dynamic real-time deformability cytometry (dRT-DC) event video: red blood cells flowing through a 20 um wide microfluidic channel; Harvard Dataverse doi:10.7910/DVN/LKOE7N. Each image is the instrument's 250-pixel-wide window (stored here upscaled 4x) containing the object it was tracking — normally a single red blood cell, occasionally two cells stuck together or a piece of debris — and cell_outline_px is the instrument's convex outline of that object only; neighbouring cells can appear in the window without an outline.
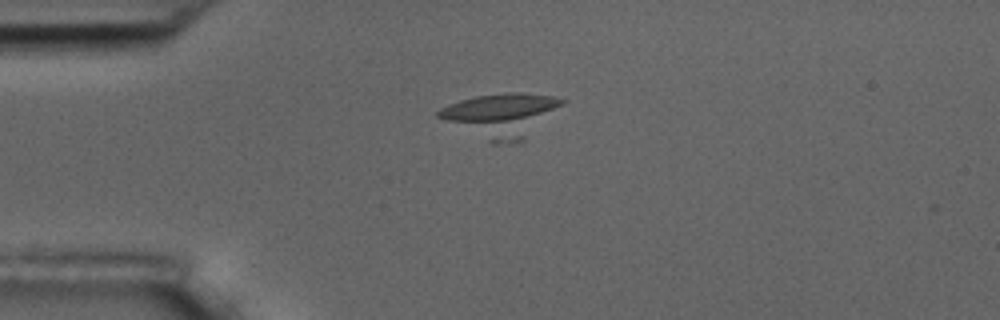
{"species": "common noctule bat (a hibernating species)", "species_latin": "Nyctalus noctula", "temperature_condition": "room temperature", "stored_images_in_passage": 6, "camera_frame_rate_fps": 3000, "um_per_image_px": 0.085, "animal": {"sex": "male", "body_mass_g": 17.5, "forearm_length_mm": 52.3}, "frame": {"image": 1, "passage_image": 3, "time_ms": 3.0, "image_size_px": [1000, 320], "cell_outline_px": [[568, 100], [564, 104], [540, 112], [500, 124], [488, 124], [448, 120], [436, 116], [436, 112], [440, 108], [448, 104], [460, 100], [476, 96], [504, 92], [524, 92], [552, 96]], "centroid_in_image_um": [42.35, 9.13], "position_along_channel_um": 42.6, "area_um2": 19.88}}